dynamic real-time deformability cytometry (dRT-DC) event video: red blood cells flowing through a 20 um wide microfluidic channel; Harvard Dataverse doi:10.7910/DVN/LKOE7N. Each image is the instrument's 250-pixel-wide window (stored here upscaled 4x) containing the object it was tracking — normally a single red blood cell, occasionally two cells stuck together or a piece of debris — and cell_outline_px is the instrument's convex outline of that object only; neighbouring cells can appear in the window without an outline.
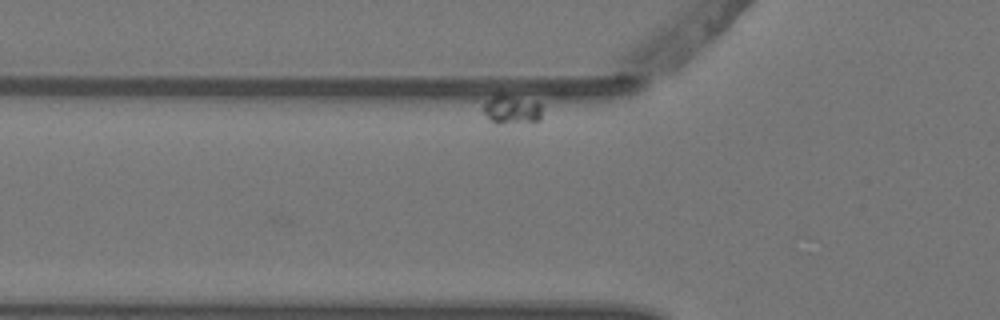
{"species": "Egyptian fruit bat (a non-hibernating species)", "species_latin": "Rousettus aegyptiacus", "temperature_condition": "warm", "stored_images_in_passage": 7, "segment_of_instrument_passage": [1, 2], "camera_frame_rate_fps": 3000, "um_per_image_px": 0.085, "animal": {"sex": "female"}, "frame": {"image": 1, "passage_image": 4, "time_ms": 1.0, "image_size_px": [1000, 320], "cell_outline_px": [[540, 120], [500, 124], [496, 124], [484, 112], [484, 100], [500, 92], [536, 100], [540, 104]], "centroid_in_image_um": [43.47, 9.25], "position_along_channel_um": 82.3, "area_um2": 10.06}}
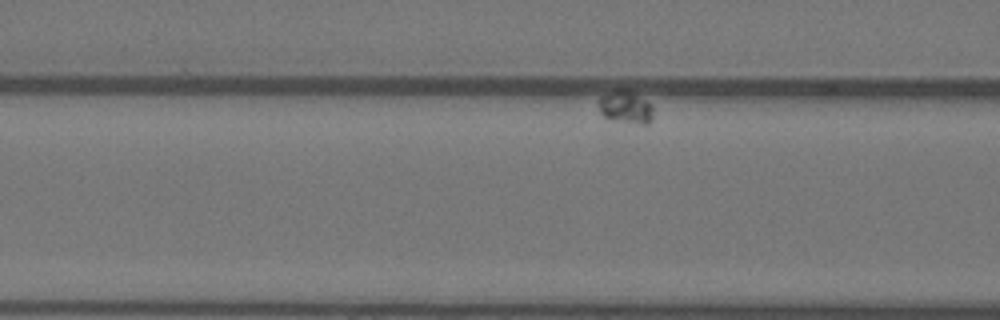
{"frame": {"image": 2, "passage_image": 6, "time_ms": 1.667, "image_size_px": [1000, 320], "cell_outline_px": [[652, 120], [648, 124], [644, 124], [612, 120], [604, 116], [600, 112], [596, 100], [600, 96], [616, 88], [624, 88], [652, 104]], "centroid_in_image_um": [53.13, 9.08], "position_along_channel_um": 113.5, "area_um2": 10.52}}